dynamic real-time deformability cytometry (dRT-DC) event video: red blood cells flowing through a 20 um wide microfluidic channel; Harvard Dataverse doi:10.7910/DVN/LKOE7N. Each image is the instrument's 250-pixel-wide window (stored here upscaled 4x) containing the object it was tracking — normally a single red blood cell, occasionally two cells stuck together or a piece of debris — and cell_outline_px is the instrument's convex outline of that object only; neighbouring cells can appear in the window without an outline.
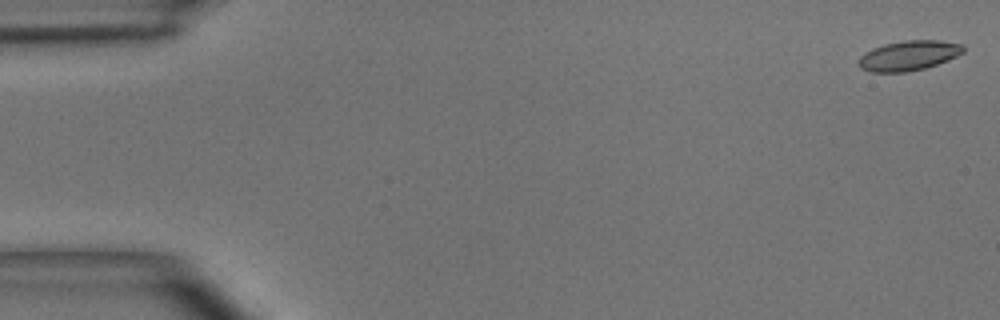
{"species": "common noctule bat (a hibernating species)", "species_latin": "Nyctalus noctula", "temperature_condition": "room temperature", "stored_images_in_passage": 49, "camera_frame_rate_fps": 3000, "um_per_image_px": 0.085, "animal": {"sex": "male", "body_mass_g": 15.6}, "frame": {"image": 1, "passage_image": 1, "time_ms": 0.0, "image_size_px": [1000, 320], "cell_outline_px": [[964, 52], [948, 60], [924, 68], [904, 72], [872, 72], [860, 68], [856, 64], [856, 60], [864, 52], [872, 48], [884, 44], [904, 40], [940, 40], [964, 44]], "centroid_in_image_um": [77.2, 4.71], "position_along_channel_um": 7.8, "area_um2": 18.44}}
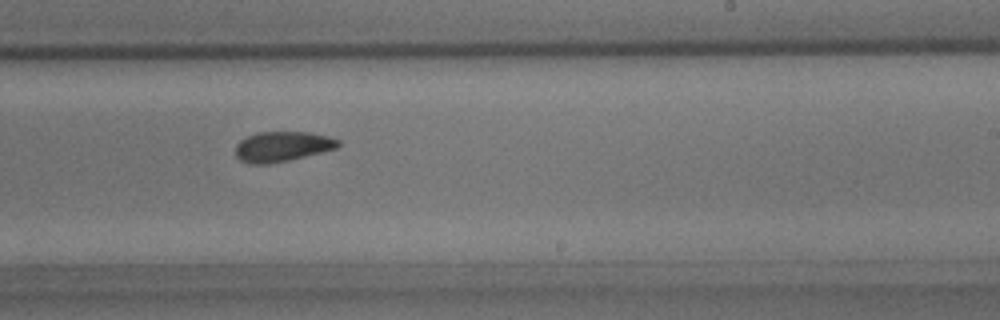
{"frame": {"image": 2, "passage_image": 30, "time_ms": 9.667, "image_size_px": [1000, 320], "cell_outline_px": [[340, 144], [336, 148], [288, 160], [268, 164], [252, 164], [240, 160], [236, 156], [236, 144], [240, 140], [256, 132], [308, 132], [328, 136], [340, 140]], "centroid_in_image_um": [23.97, 12.44], "position_along_channel_um": 265.0, "area_um2": 17.86}}
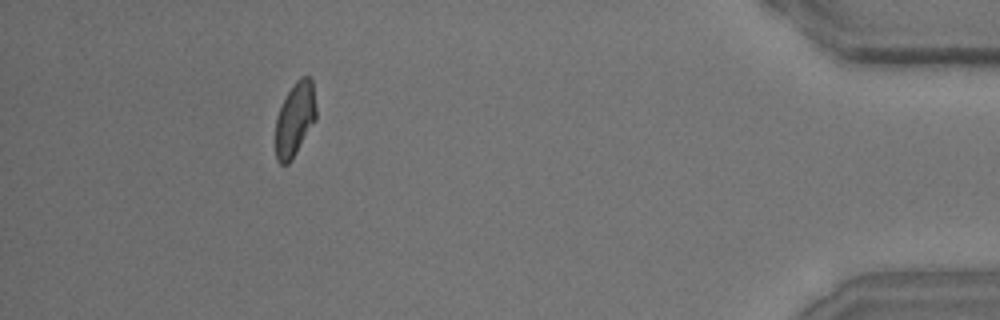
{"frame": {"image": 3, "passage_image": 45, "time_ms": 14.667, "image_size_px": [1000, 320], "cell_outline_px": [[316, 120], [292, 160], [288, 164], [280, 164], [276, 160], [276, 116], [288, 92], [296, 80], [300, 76], [308, 76], [312, 80], [316, 108]], "centroid_in_image_um": [25.08, 10.14], "position_along_channel_um": 410.1, "area_um2": 17.51}, "authors_computed_cell_mechanics": {"area_um2": 18.496, "velocity_mm_per_s": 4.0474, "shape_relaxation_time_tau1_ms": 4.0498, "shape_relaxation_time_tau2_ms": 2.2862, "deformation_change_tau1": 0.1319, "deformation_change_tau2": 0.0754}}